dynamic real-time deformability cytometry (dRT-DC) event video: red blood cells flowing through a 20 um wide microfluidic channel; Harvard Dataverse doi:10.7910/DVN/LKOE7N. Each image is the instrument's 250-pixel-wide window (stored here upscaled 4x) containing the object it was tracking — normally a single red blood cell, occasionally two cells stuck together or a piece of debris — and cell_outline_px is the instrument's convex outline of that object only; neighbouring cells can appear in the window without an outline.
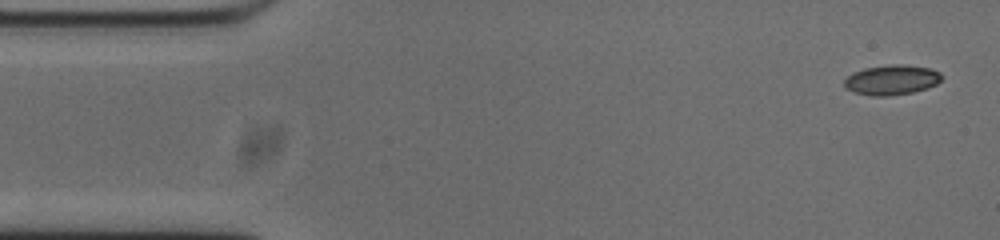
{"species": "common noctule bat (a hibernating species)", "species_latin": "Nyctalus noctula", "temperature_condition": "cold", "stored_images_in_passage": 52, "camera_frame_rate_fps": 3000, "um_per_image_px": 0.085, "animal": {"sex": "male", "body_mass_g": 20.0, "forearm_length_mm": 53.3}, "frame": {"image": 1, "passage_image": 1, "time_ms": 0.0, "image_size_px": [1000, 240], "cell_outline_px": [[944, 76], [936, 84], [928, 88], [912, 92], [884, 96], [872, 96], [856, 92], [848, 88], [844, 84], [844, 80], [852, 72], [864, 68], [892, 64], [904, 64], [932, 68], [940, 72]], "centroid_in_image_um": [75.83, 6.77], "position_along_channel_um": 9.2, "area_um2": 16.99}}
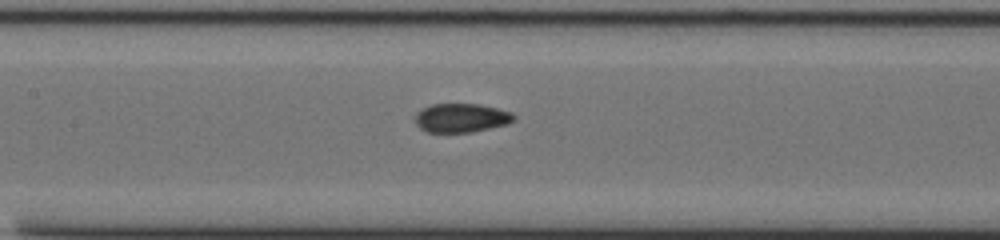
{"frame": {"image": 2, "passage_image": 22, "time_ms": 7.0, "image_size_px": [1000, 240], "cell_outline_px": [[516, 116], [508, 124], [472, 132], [428, 132], [420, 128], [416, 124], [416, 112], [420, 108], [432, 104], [480, 104], [512, 112]], "centroid_in_image_um": [39.2, 10.01], "position_along_channel_um": 168.2, "area_um2": 16.65}}
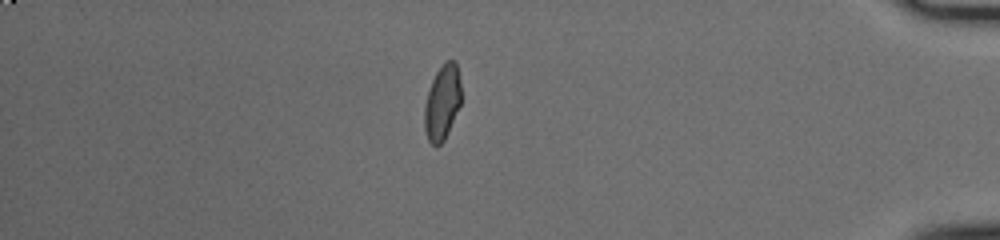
{"frame": {"image": 3, "passage_image": 44, "time_ms": 14.333, "image_size_px": [1000, 240], "cell_outline_px": [[460, 104], [448, 132], [444, 140], [436, 148], [428, 140], [424, 128], [424, 108], [428, 92], [432, 80], [436, 72], [444, 60], [456, 60], [460, 80]], "centroid_in_image_um": [37.58, 8.69], "position_along_channel_um": 397.6, "area_um2": 16.07}, "authors_computed_cell_mechanics": {"area_um2": 16.473, "velocity_mm_per_s": 3.7743, "shape_relaxation_time_tau1_ms": null, "shape_relaxation_time_tau2_ms": 1.2753, "deformation_change_tau1": null, "deformation_change_tau2": 0.0573}}